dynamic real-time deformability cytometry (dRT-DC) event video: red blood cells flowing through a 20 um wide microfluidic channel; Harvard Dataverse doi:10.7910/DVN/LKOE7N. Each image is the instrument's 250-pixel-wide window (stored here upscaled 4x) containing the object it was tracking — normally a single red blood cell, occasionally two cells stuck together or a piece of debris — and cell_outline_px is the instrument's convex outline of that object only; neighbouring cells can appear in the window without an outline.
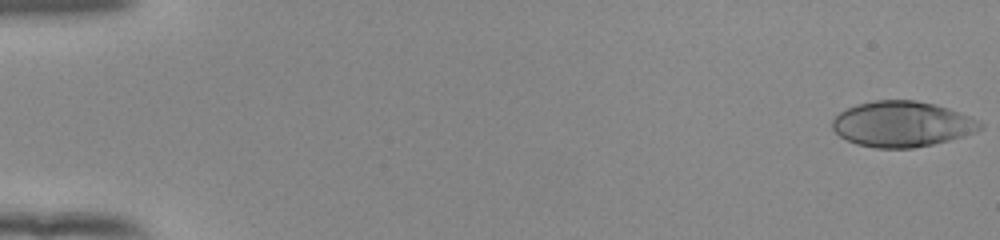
{"species": "human", "species_latin": "Homo sapiens", "temperature_condition": "room temperature", "stored_images_in_passage": 53, "camera_frame_rate_fps": 3000, "um_per_image_px": 0.085, "donor": {"sex": "female"}, "frame": {"image": 1, "passage_image": 1, "time_ms": 0.0, "image_size_px": [1000, 240], "cell_outline_px": [[984, 128], [976, 132], [964, 136], [932, 144], [912, 148], [876, 148], [856, 144], [840, 136], [832, 128], [832, 120], [840, 112], [856, 104], [876, 100], [916, 100], [948, 108], [980, 120], [984, 124]], "centroid_in_image_um": [76.69, 10.55], "position_along_channel_um": 8.3, "area_um2": 39.25}}
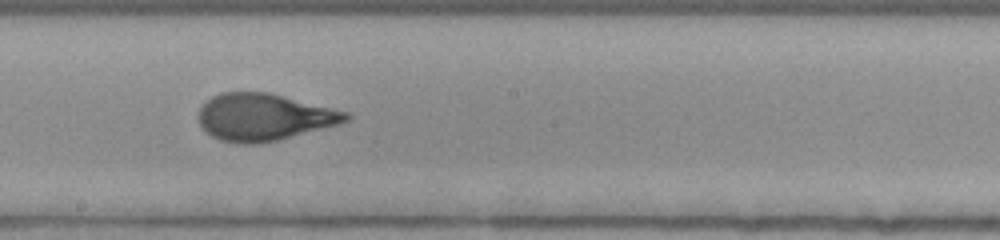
{"frame": {"image": 2, "passage_image": 31, "time_ms": 10.0, "image_size_px": [1000, 240], "cell_outline_px": [[352, 116], [348, 120], [340, 124], [276, 140], [256, 144], [240, 144], [220, 140], [204, 132], [200, 124], [200, 108], [212, 96], [220, 92], [268, 92], [348, 112]], "centroid_in_image_um": [22.43, 9.95], "position_along_channel_um": 225.8, "area_um2": 40.17}}
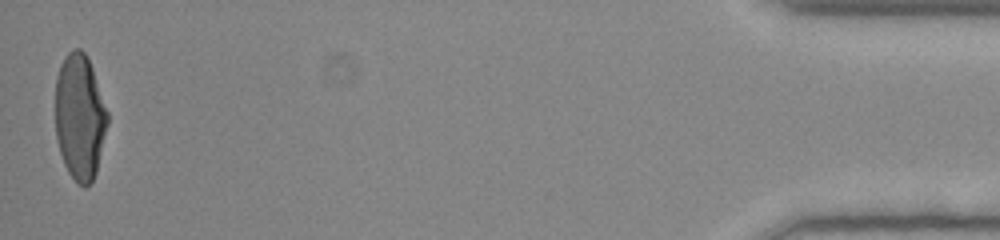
{"frame": {"image": 3, "passage_image": 53, "time_ms": 17.333, "image_size_px": [1000, 240], "cell_outline_px": [[108, 124], [96, 172], [92, 180], [84, 188], [68, 172], [64, 164], [60, 152], [56, 136], [56, 76], [60, 64], [64, 56], [72, 48], [80, 48], [88, 56], [108, 112]], "centroid_in_image_um": [6.78, 9.89], "position_along_channel_um": 428.4, "area_um2": 38.26}, "authors_computed_cell_mechanics": {"area_um2": 39.8242, "velocity_mm_per_s": 3.9243, "shape_relaxation_time_tau1_ms": 5.6621, "shape_relaxation_time_tau2_ms": 0.7368, "deformation_change_tau1": 0.2355, "deformation_change_tau2": 0.0772}}